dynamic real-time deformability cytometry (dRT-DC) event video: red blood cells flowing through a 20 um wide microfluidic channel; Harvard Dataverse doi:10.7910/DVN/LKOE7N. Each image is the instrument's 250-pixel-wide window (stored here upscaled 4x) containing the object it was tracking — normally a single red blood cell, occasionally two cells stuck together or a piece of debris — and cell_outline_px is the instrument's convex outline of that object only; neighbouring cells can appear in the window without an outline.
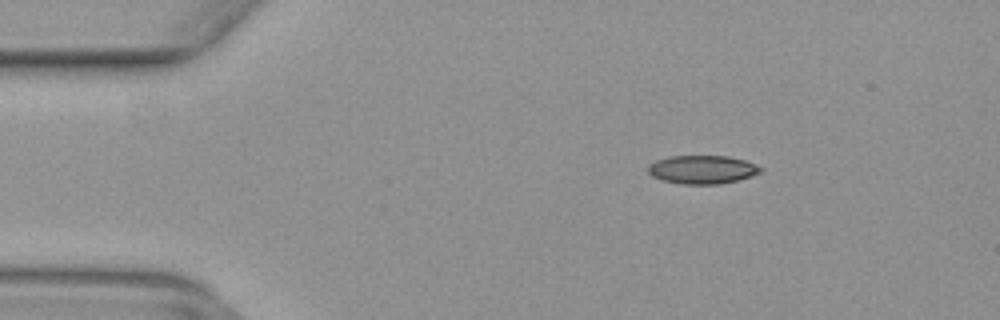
{"species": "common noctule bat (a hibernating species)", "species_latin": "Nyctalus noctula", "temperature_condition": "warm", "stored_images_in_passage": 44, "camera_frame_rate_fps": 3000, "um_per_image_px": 0.085, "animal": {"sex": "female", "body_mass_g": 29.2, "forearm_length_mm": 56.3}, "frame": {"image": 1, "passage_image": 3, "time_ms": 0.667, "image_size_px": [1000, 320], "cell_outline_px": [[764, 168], [760, 172], [736, 180], [720, 184], [680, 184], [660, 180], [652, 176], [648, 172], [648, 164], [656, 160], [668, 156], [728, 156], [744, 160], [756, 164]], "centroid_in_image_um": [59.65, 14.41], "position_along_channel_um": 25.4, "area_um2": 18.67}}
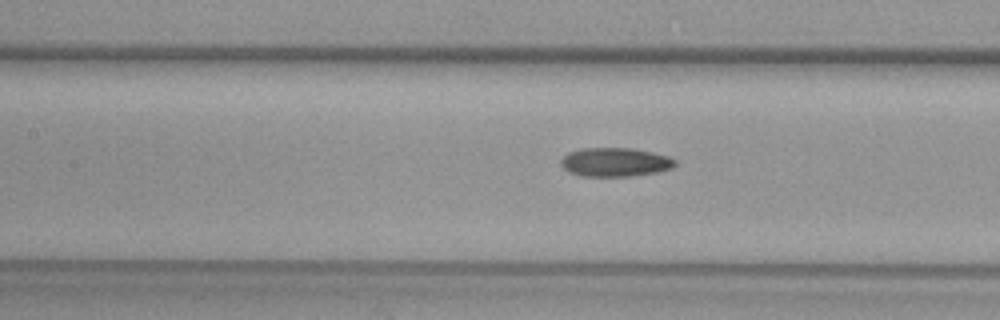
{"frame": {"image": 2, "passage_image": 17, "time_ms": 5.333, "image_size_px": [1000, 320], "cell_outline_px": [[676, 164], [672, 168], [656, 172], [632, 176], [580, 176], [568, 172], [560, 164], [560, 160], [568, 152], [580, 148], [632, 148], [652, 152], [668, 156], [676, 160]], "centroid_in_image_um": [52.26, 13.78], "position_along_channel_um": 155.1, "area_um2": 19.31}}
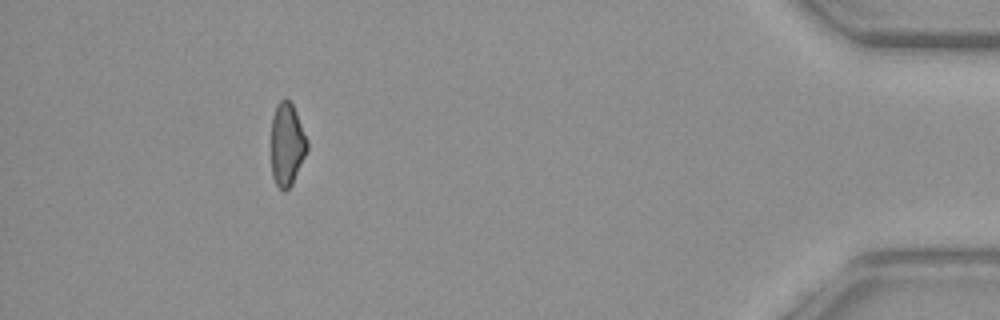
{"frame": {"image": 3, "passage_image": 40, "time_ms": 13.0, "image_size_px": [1000, 320], "cell_outline_px": [[308, 148], [292, 184], [284, 192], [276, 184], [272, 176], [272, 116], [276, 104], [284, 96], [292, 104], [296, 112], [308, 140]], "centroid_in_image_um": [24.39, 12.24], "position_along_channel_um": 410.8, "area_um2": 17.34}}